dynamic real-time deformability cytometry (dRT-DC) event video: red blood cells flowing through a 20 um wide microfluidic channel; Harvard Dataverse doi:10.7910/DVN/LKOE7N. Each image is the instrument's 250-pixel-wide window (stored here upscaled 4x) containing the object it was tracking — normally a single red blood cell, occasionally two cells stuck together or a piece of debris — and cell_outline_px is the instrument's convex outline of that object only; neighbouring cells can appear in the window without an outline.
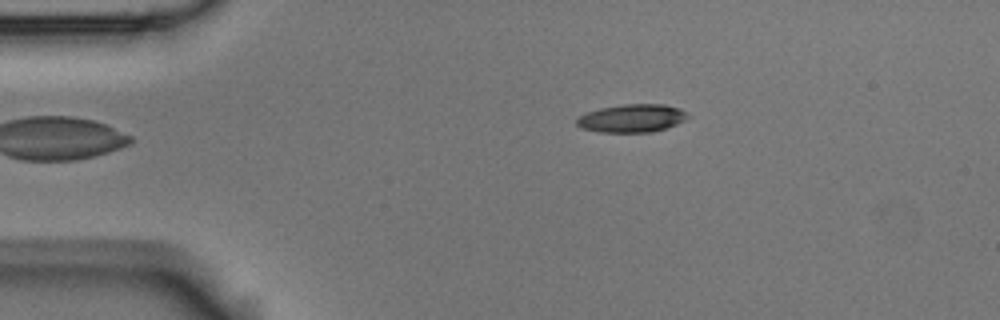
{"species": "Egyptian fruit bat (a non-hibernating species)", "species_latin": "Rousettus aegyptiacus", "temperature_condition": "room temperature", "stored_images_in_passage": 4, "camera_frame_rate_fps": 3000, "um_per_image_px": 0.085, "animal": {"sex": "male"}, "frame": {"image": 1, "passage_image": 4, "time_ms": 1.0, "image_size_px": [1000, 320], "cell_outline_px": [[692, 116], [676, 124], [652, 132], [600, 132], [580, 128], [576, 124], [576, 120], [580, 116], [588, 112], [600, 108], [624, 104], [664, 104], [680, 108]], "centroid_in_image_um": [53.73, 10.05], "position_along_channel_um": 31.3, "area_um2": 18.15}}